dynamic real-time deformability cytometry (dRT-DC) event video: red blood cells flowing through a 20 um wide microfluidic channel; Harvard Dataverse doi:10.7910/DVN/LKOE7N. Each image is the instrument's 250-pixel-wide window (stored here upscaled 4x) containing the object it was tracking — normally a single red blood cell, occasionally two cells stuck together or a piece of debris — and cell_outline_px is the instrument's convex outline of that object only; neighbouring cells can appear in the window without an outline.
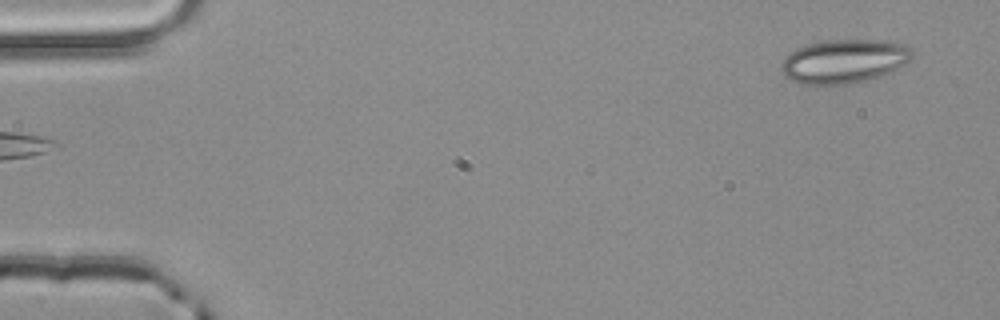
{"species": "common noctule bat (a hibernating species)", "species_latin": "Nyctalus noctula", "temperature_condition": "room temperature", "stored_images_in_passage": 4, "camera_frame_rate_fps": 3000, "um_per_image_px": 0.085, "animal": {"sex": "male", "body_mass_g": 20.4}, "frame": {"image": 1, "passage_image": 1, "time_ms": 0.0, "image_size_px": [1000, 320], "cell_outline_px": [[912, 56], [904, 64], [880, 76], [848, 84], [800, 84], [784, 76], [780, 68], [780, 64], [784, 56], [796, 48], [808, 44], [824, 40], [892, 40], [908, 44], [912, 48]], "centroid_in_image_um": [71.73, 5.18], "position_along_channel_um": 13.3, "area_um2": 33.64}}